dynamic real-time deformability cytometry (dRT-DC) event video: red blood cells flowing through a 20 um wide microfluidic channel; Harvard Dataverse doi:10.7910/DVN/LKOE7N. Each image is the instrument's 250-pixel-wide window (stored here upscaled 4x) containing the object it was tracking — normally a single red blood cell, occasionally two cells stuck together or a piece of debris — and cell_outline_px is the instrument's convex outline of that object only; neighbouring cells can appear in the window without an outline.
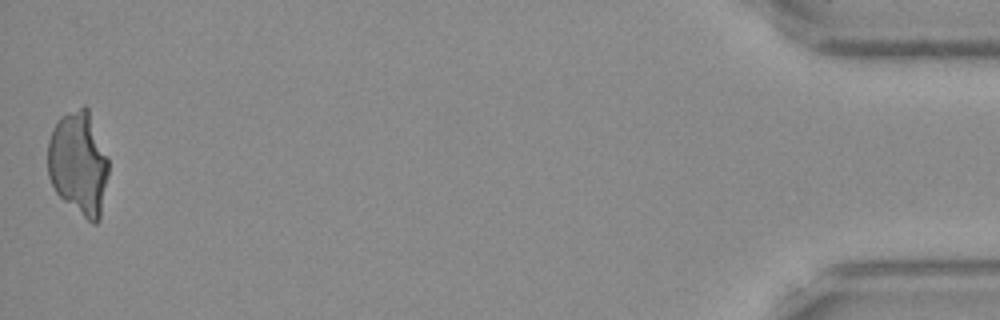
{"species": "Egyptian fruit bat (a non-hibernating species)", "species_latin": "Rousettus aegyptiacus", "temperature_condition": "warm", "stored_images_in_passage": 41, "camera_frame_rate_fps": 3000, "um_per_image_px": 0.085, "frame": {"image": 1, "passage_image": 41, "time_ms": 13.333, "image_size_px": [1000, 320], "cell_outline_px": [[108, 176], [100, 220], [96, 224], [92, 224], [64, 200], [56, 192], [48, 176], [48, 140], [52, 128], [56, 120], [60, 116], [84, 104], [88, 108], [108, 156]], "centroid_in_image_um": [6.68, 13.85], "position_along_channel_um": 428.5, "area_um2": 37.11}}